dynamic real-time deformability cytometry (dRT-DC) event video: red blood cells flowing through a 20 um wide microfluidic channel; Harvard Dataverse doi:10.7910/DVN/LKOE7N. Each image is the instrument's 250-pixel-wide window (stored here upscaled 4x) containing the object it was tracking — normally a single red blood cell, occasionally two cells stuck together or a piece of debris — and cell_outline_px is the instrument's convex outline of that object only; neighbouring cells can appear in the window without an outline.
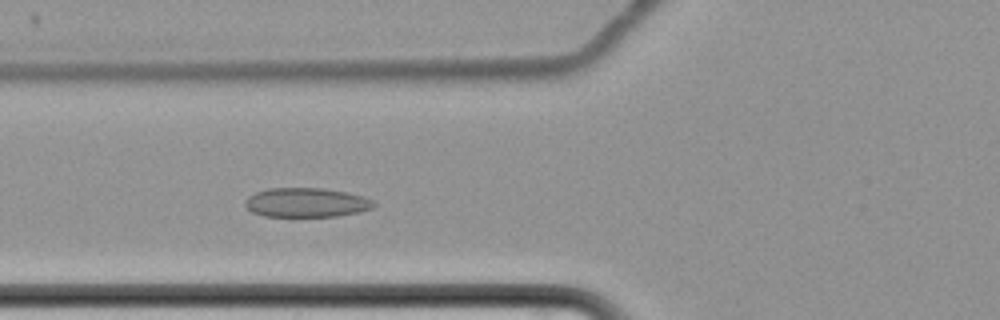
{"species": "common noctule bat (a hibernating species)", "species_latin": "Nyctalus noctula", "temperature_condition": "cold", "stored_images_in_passage": 58, "camera_frame_rate_fps": 3000, "um_per_image_px": 0.085, "animal": {"sex": "female", "body_mass_g": 22.7, "forearm_length_mm": 54.2}, "frame": {"image": 1, "passage_image": 21, "time_ms": 6.667, "image_size_px": [1000, 320], "cell_outline_px": [[376, 204], [372, 208], [356, 212], [336, 216], [264, 216], [252, 212], [244, 204], [248, 196], [256, 192], [268, 188], [320, 188], [344, 192], [360, 196], [372, 200]], "centroid_in_image_um": [25.99, 17.21], "position_along_channel_um": 99.8, "area_um2": 21.62}}
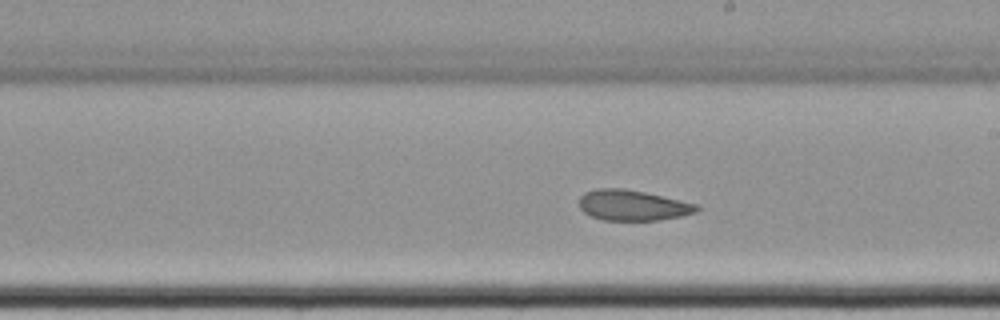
{"frame": {"image": 2, "passage_image": 33, "time_ms": 10.667, "image_size_px": [1000, 320], "cell_outline_px": [[700, 208], [696, 212], [680, 216], [656, 220], [604, 220], [592, 216], [584, 212], [580, 208], [580, 196], [584, 192], [596, 188], [620, 188], [644, 192], [696, 204]], "centroid_in_image_um": [53.74, 17.44], "position_along_channel_um": 235.3, "area_um2": 20.63}}
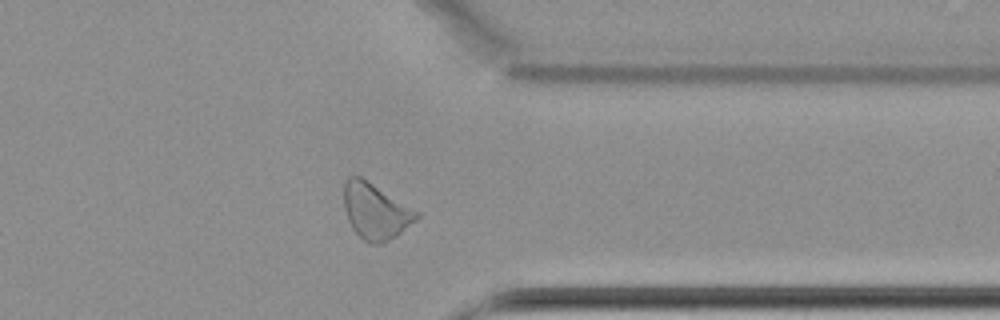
{"frame": {"image": 3, "passage_image": 46, "time_ms": 15.0, "image_size_px": [1000, 320], "cell_outline_px": [[420, 216], [416, 220], [396, 236], [380, 244], [372, 244], [364, 240], [352, 228], [348, 220], [344, 208], [344, 180], [348, 176], [360, 176], [420, 212]], "centroid_in_image_um": [31.91, 17.94], "position_along_channel_um": 379.5, "area_um2": 23.52}, "authors_computed_cell_mechanics": {"area_um2": 23.409, "velocity_mm_per_s": 3.3902, "shape_relaxation_time_tau1_ms": 5.7298, "shape_relaxation_time_tau2_ms": 2.8868, "deformation_change_tau1": 0.0694, "deformation_change_tau2": 0.0749}}